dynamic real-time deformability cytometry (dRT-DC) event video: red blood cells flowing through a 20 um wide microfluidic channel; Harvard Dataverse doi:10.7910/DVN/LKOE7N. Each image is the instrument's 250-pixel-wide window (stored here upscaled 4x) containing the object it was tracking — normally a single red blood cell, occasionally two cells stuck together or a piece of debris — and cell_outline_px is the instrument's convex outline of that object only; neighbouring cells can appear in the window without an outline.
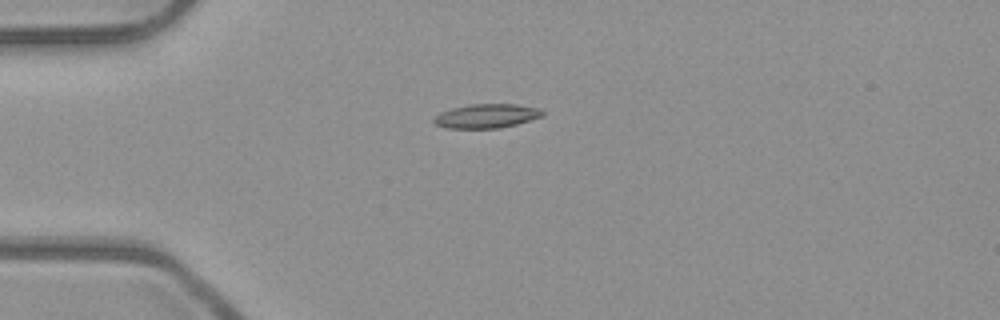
{"species": "common noctule bat (a hibernating species)", "species_latin": "Nyctalus noctula", "temperature_condition": "room temperature", "stored_images_in_passage": 7, "camera_frame_rate_fps": 3000, "um_per_image_px": 0.085, "animal": {"sex": "male", "body_mass_g": 23.1, "forearm_length_mm": 52.7}, "frame": {"image": 1, "passage_image": 4, "time_ms": 1.0, "image_size_px": [1000, 320], "cell_outline_px": [[544, 116], [516, 124], [500, 128], [444, 128], [436, 124], [432, 120], [440, 112], [452, 108], [472, 104], [516, 104], [536, 108], [544, 112]], "centroid_in_image_um": [41.34, 9.86], "position_along_channel_um": 43.7, "area_um2": 15.14}}
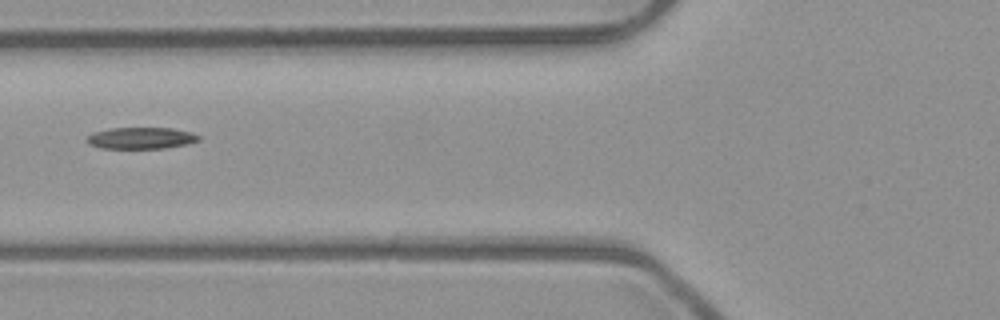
{"frame": {"image": 2, "passage_image": 6, "time_ms": 1.667, "image_size_px": [1000, 320], "cell_outline_px": [[200, 140], [188, 144], [164, 148], [100, 148], [88, 144], [84, 140], [92, 132], [112, 128], [172, 128], [192, 132], [200, 136]], "centroid_in_image_um": [11.98, 11.73], "position_along_channel_um": 113.8, "area_um2": 14.16}}
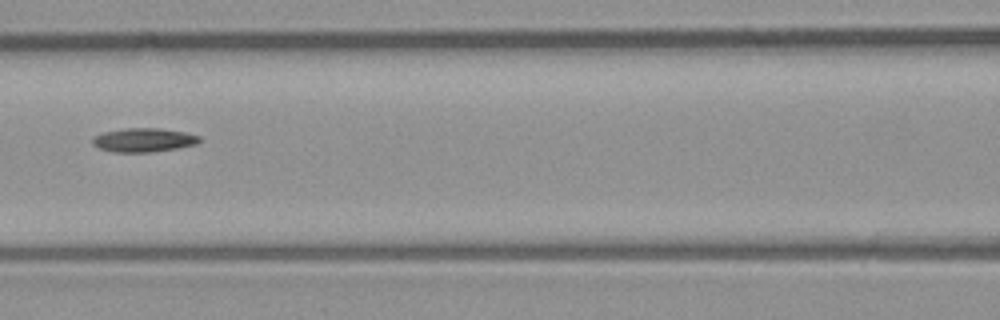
{"frame": {"image": 3, "passage_image": 7, "time_ms": 2.0, "image_size_px": [1000, 320], "cell_outline_px": [[200, 140], [196, 144], [176, 148], [152, 152], [116, 152], [100, 148], [92, 144], [92, 140], [96, 136], [104, 132], [128, 128], [160, 128], [184, 132], [200, 136]], "centroid_in_image_um": [12.23, 11.9], "position_along_channel_um": 154.4, "area_um2": 14.62}}